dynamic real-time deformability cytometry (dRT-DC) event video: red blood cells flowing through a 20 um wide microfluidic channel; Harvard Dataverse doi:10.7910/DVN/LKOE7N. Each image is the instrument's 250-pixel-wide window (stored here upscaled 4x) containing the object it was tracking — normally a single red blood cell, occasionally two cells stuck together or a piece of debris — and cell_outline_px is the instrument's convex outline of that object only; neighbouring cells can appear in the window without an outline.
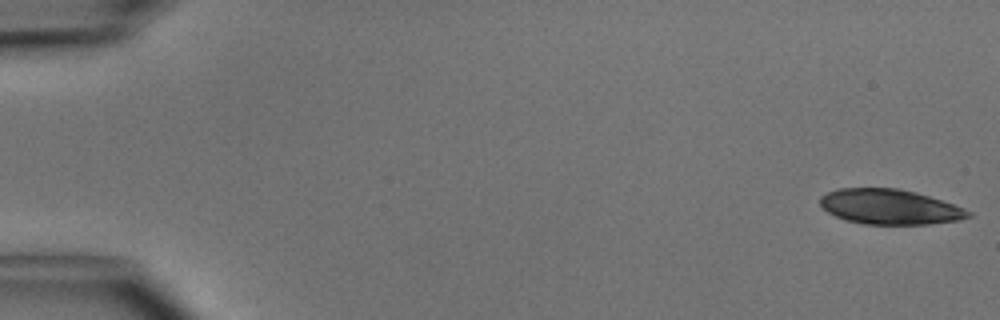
{"species": "common noctule bat (a hibernating species)", "species_latin": "Nyctalus noctula", "temperature_condition": "cold", "stored_images_in_passage": 20, "camera_frame_rate_fps": 3000, "um_per_image_px": 0.085, "animal": {"sex": "male", "body_mass_g": 15.6}, "frame": {"image": 1, "passage_image": 1, "time_ms": 0.0, "image_size_px": [1000, 320], "cell_outline_px": [[972, 216], [960, 220], [928, 224], [864, 224], [844, 220], [828, 212], [820, 204], [820, 196], [836, 188], [896, 188], [916, 192], [964, 208], [972, 212]], "centroid_in_image_um": [75.62, 17.58], "position_along_channel_um": 9.4, "area_um2": 30.23}}